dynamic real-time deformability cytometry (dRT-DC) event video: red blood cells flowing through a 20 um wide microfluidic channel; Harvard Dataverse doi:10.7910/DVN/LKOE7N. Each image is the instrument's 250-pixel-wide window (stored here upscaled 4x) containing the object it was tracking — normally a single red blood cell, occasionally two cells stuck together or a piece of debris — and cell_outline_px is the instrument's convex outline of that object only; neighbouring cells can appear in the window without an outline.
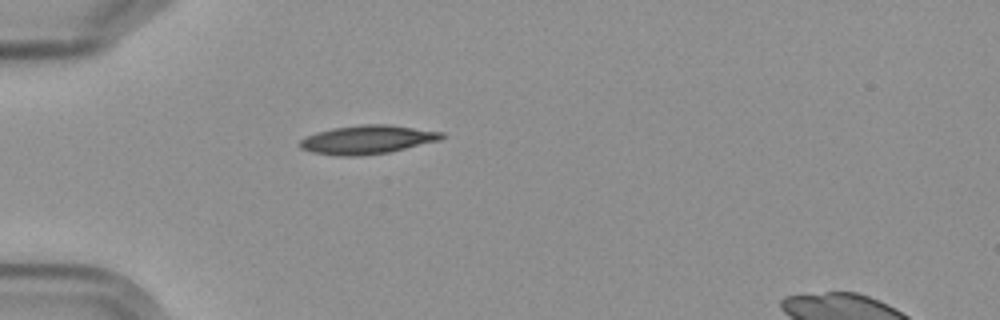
{"species": "Egyptian fruit bat (a non-hibernating species)", "species_latin": "Rousettus aegyptiacus", "temperature_condition": "cold", "stored_images_in_passage": 2, "camera_frame_rate_fps": 3000, "um_per_image_px": 0.085, "frame": {"image": 1, "passage_image": 1, "time_ms": 0.0, "image_size_px": [1000, 320], "cell_outline_px": [[444, 136], [440, 140], [388, 152], [360, 156], [340, 156], [312, 152], [300, 148], [300, 140], [316, 132], [332, 128], [360, 124], [388, 124], [444, 132]], "centroid_in_image_um": [31.22, 11.86], "position_along_channel_um": 53.8, "area_um2": 23.58}}